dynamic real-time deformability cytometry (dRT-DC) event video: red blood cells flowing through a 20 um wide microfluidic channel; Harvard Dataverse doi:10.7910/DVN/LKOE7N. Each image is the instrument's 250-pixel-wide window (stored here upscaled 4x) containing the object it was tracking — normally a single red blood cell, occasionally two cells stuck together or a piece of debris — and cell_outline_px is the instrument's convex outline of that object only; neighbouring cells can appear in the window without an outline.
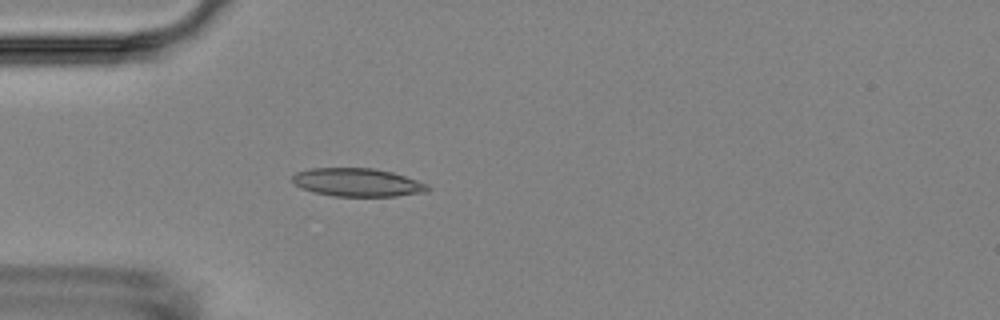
{"species": "Egyptian fruit bat (a non-hibernating species)", "species_latin": "Rousettus aegyptiacus", "temperature_condition": "room temperature", "stored_images_in_passage": 4, "camera_frame_rate_fps": 3000, "um_per_image_px": 0.085, "animal": {"sex": "female"}, "frame": {"image": 1, "passage_image": 4, "time_ms": 3.667, "image_size_px": [1000, 320], "cell_outline_px": [[432, 188], [428, 192], [396, 196], [332, 196], [312, 192], [300, 188], [292, 184], [292, 176], [296, 172], [312, 168], [372, 168], [392, 172], [428, 184]], "centroid_in_image_um": [30.36, 15.51], "position_along_channel_um": 54.6, "area_um2": 22.48}}